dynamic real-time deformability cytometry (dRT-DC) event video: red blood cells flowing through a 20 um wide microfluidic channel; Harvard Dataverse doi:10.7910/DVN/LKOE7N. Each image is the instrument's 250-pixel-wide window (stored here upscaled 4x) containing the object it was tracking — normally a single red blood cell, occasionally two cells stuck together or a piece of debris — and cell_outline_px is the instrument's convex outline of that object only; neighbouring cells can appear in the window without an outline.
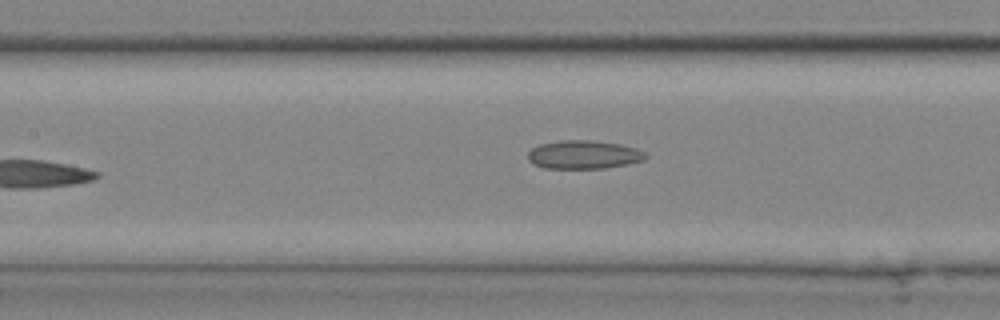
{"species": "common noctule bat (a hibernating species)", "species_latin": "Nyctalus noctula", "temperature_condition": "cold", "stored_images_in_passage": 15, "camera_frame_rate_fps": 3000, "um_per_image_px": 0.085, "animal": {"sex": "male", "body_mass_g": 20.4}, "frame": {"image": 1, "passage_image": 15, "time_ms": 4.667, "image_size_px": [1000, 320], "cell_outline_px": [[648, 156], [644, 160], [628, 164], [604, 168], [544, 168], [532, 164], [528, 160], [528, 152], [532, 148], [540, 144], [560, 140], [592, 140], [620, 144], [636, 148], [644, 152]], "centroid_in_image_um": [49.6, 13.14], "position_along_channel_um": 157.8, "area_um2": 19.59}}